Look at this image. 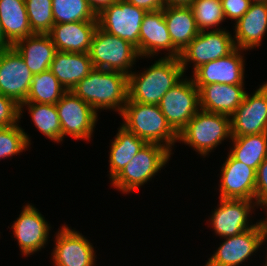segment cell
Returning <instances> with one entry per match:
<instances>
[{"instance_id":"cell-1","label":"cell","mask_w":267,"mask_h":266,"mask_svg":"<svg viewBox=\"0 0 267 266\" xmlns=\"http://www.w3.org/2000/svg\"><path fill=\"white\" fill-rule=\"evenodd\" d=\"M71 91L96 112L98 109H115L120 115L128 100V75L93 68Z\"/></svg>"},{"instance_id":"cell-2","label":"cell","mask_w":267,"mask_h":266,"mask_svg":"<svg viewBox=\"0 0 267 266\" xmlns=\"http://www.w3.org/2000/svg\"><path fill=\"white\" fill-rule=\"evenodd\" d=\"M183 76L179 58L161 57L146 71L128 75V100L158 105L166 92Z\"/></svg>"},{"instance_id":"cell-3","label":"cell","mask_w":267,"mask_h":266,"mask_svg":"<svg viewBox=\"0 0 267 266\" xmlns=\"http://www.w3.org/2000/svg\"><path fill=\"white\" fill-rule=\"evenodd\" d=\"M120 115L124 118L122 126L146 143L160 144L171 151L178 140L158 105L127 100Z\"/></svg>"},{"instance_id":"cell-4","label":"cell","mask_w":267,"mask_h":266,"mask_svg":"<svg viewBox=\"0 0 267 266\" xmlns=\"http://www.w3.org/2000/svg\"><path fill=\"white\" fill-rule=\"evenodd\" d=\"M232 138L231 118L200 109L178 134V140L206 156L225 138Z\"/></svg>"},{"instance_id":"cell-5","label":"cell","mask_w":267,"mask_h":266,"mask_svg":"<svg viewBox=\"0 0 267 266\" xmlns=\"http://www.w3.org/2000/svg\"><path fill=\"white\" fill-rule=\"evenodd\" d=\"M171 151L155 143H146L124 169L112 180L123 193H130L152 179L167 164Z\"/></svg>"},{"instance_id":"cell-6","label":"cell","mask_w":267,"mask_h":266,"mask_svg":"<svg viewBox=\"0 0 267 266\" xmlns=\"http://www.w3.org/2000/svg\"><path fill=\"white\" fill-rule=\"evenodd\" d=\"M88 53L94 68L120 71L127 75L132 72L129 69L136 58L140 57L135 46L99 27L95 30Z\"/></svg>"},{"instance_id":"cell-7","label":"cell","mask_w":267,"mask_h":266,"mask_svg":"<svg viewBox=\"0 0 267 266\" xmlns=\"http://www.w3.org/2000/svg\"><path fill=\"white\" fill-rule=\"evenodd\" d=\"M158 106L168 124L179 134L200 110L199 89L192 78H182L166 92Z\"/></svg>"},{"instance_id":"cell-8","label":"cell","mask_w":267,"mask_h":266,"mask_svg":"<svg viewBox=\"0 0 267 266\" xmlns=\"http://www.w3.org/2000/svg\"><path fill=\"white\" fill-rule=\"evenodd\" d=\"M147 11L124 0H118L97 15L98 27L109 34L118 36L137 48L139 34Z\"/></svg>"},{"instance_id":"cell-9","label":"cell","mask_w":267,"mask_h":266,"mask_svg":"<svg viewBox=\"0 0 267 266\" xmlns=\"http://www.w3.org/2000/svg\"><path fill=\"white\" fill-rule=\"evenodd\" d=\"M231 34L220 28L201 31L180 53V62L184 73L188 62L194 64V71L213 60L227 56L235 49Z\"/></svg>"},{"instance_id":"cell-10","label":"cell","mask_w":267,"mask_h":266,"mask_svg":"<svg viewBox=\"0 0 267 266\" xmlns=\"http://www.w3.org/2000/svg\"><path fill=\"white\" fill-rule=\"evenodd\" d=\"M56 108L64 136L70 135L75 139L91 138L97 122L96 111L72 91H66L56 103Z\"/></svg>"},{"instance_id":"cell-11","label":"cell","mask_w":267,"mask_h":266,"mask_svg":"<svg viewBox=\"0 0 267 266\" xmlns=\"http://www.w3.org/2000/svg\"><path fill=\"white\" fill-rule=\"evenodd\" d=\"M230 117L232 137L267 132V82L252 96L246 93Z\"/></svg>"},{"instance_id":"cell-12","label":"cell","mask_w":267,"mask_h":266,"mask_svg":"<svg viewBox=\"0 0 267 266\" xmlns=\"http://www.w3.org/2000/svg\"><path fill=\"white\" fill-rule=\"evenodd\" d=\"M265 242L262 222L245 232L226 237L205 266H239Z\"/></svg>"},{"instance_id":"cell-13","label":"cell","mask_w":267,"mask_h":266,"mask_svg":"<svg viewBox=\"0 0 267 266\" xmlns=\"http://www.w3.org/2000/svg\"><path fill=\"white\" fill-rule=\"evenodd\" d=\"M33 74L21 55L10 47L0 53V93L19 105L26 101Z\"/></svg>"},{"instance_id":"cell-14","label":"cell","mask_w":267,"mask_h":266,"mask_svg":"<svg viewBox=\"0 0 267 266\" xmlns=\"http://www.w3.org/2000/svg\"><path fill=\"white\" fill-rule=\"evenodd\" d=\"M52 254L55 266H94L96 257L91 243L66 225L56 235Z\"/></svg>"},{"instance_id":"cell-15","label":"cell","mask_w":267,"mask_h":266,"mask_svg":"<svg viewBox=\"0 0 267 266\" xmlns=\"http://www.w3.org/2000/svg\"><path fill=\"white\" fill-rule=\"evenodd\" d=\"M220 205L215 209L210 219L218 236L222 238L235 236L253 228L247 217H250L251 208L256 206L253 200L244 199H223L219 198ZM254 205V206H253ZM250 225V226H249Z\"/></svg>"},{"instance_id":"cell-16","label":"cell","mask_w":267,"mask_h":266,"mask_svg":"<svg viewBox=\"0 0 267 266\" xmlns=\"http://www.w3.org/2000/svg\"><path fill=\"white\" fill-rule=\"evenodd\" d=\"M241 49L235 48L225 57L203 64L193 71L195 85L212 83L244 85V59Z\"/></svg>"},{"instance_id":"cell-17","label":"cell","mask_w":267,"mask_h":266,"mask_svg":"<svg viewBox=\"0 0 267 266\" xmlns=\"http://www.w3.org/2000/svg\"><path fill=\"white\" fill-rule=\"evenodd\" d=\"M220 197L254 200L256 170L235 160L230 154L221 168Z\"/></svg>"},{"instance_id":"cell-18","label":"cell","mask_w":267,"mask_h":266,"mask_svg":"<svg viewBox=\"0 0 267 266\" xmlns=\"http://www.w3.org/2000/svg\"><path fill=\"white\" fill-rule=\"evenodd\" d=\"M49 227L48 222L34 206H24L19 218L12 225L14 236L24 256L43 248L48 239Z\"/></svg>"},{"instance_id":"cell-19","label":"cell","mask_w":267,"mask_h":266,"mask_svg":"<svg viewBox=\"0 0 267 266\" xmlns=\"http://www.w3.org/2000/svg\"><path fill=\"white\" fill-rule=\"evenodd\" d=\"M162 49L169 51L165 57H180L181 52L172 44L163 10L147 12L140 28L139 55L153 57Z\"/></svg>"},{"instance_id":"cell-20","label":"cell","mask_w":267,"mask_h":266,"mask_svg":"<svg viewBox=\"0 0 267 266\" xmlns=\"http://www.w3.org/2000/svg\"><path fill=\"white\" fill-rule=\"evenodd\" d=\"M97 21L54 24L48 33L57 51L88 53Z\"/></svg>"},{"instance_id":"cell-21","label":"cell","mask_w":267,"mask_h":266,"mask_svg":"<svg viewBox=\"0 0 267 266\" xmlns=\"http://www.w3.org/2000/svg\"><path fill=\"white\" fill-rule=\"evenodd\" d=\"M199 89L200 109L231 116L242 103L246 91L243 85H195Z\"/></svg>"},{"instance_id":"cell-22","label":"cell","mask_w":267,"mask_h":266,"mask_svg":"<svg viewBox=\"0 0 267 266\" xmlns=\"http://www.w3.org/2000/svg\"><path fill=\"white\" fill-rule=\"evenodd\" d=\"M266 31L267 3H251L247 12L235 23V47L246 51L260 46Z\"/></svg>"},{"instance_id":"cell-23","label":"cell","mask_w":267,"mask_h":266,"mask_svg":"<svg viewBox=\"0 0 267 266\" xmlns=\"http://www.w3.org/2000/svg\"><path fill=\"white\" fill-rule=\"evenodd\" d=\"M12 47L21 55L32 74L50 69L57 52L48 34H33L17 41Z\"/></svg>"},{"instance_id":"cell-24","label":"cell","mask_w":267,"mask_h":266,"mask_svg":"<svg viewBox=\"0 0 267 266\" xmlns=\"http://www.w3.org/2000/svg\"><path fill=\"white\" fill-rule=\"evenodd\" d=\"M89 53H70L57 51L50 70L66 91L87 76L93 69Z\"/></svg>"},{"instance_id":"cell-25","label":"cell","mask_w":267,"mask_h":266,"mask_svg":"<svg viewBox=\"0 0 267 266\" xmlns=\"http://www.w3.org/2000/svg\"><path fill=\"white\" fill-rule=\"evenodd\" d=\"M172 44L182 52L200 33L190 6H169L163 9Z\"/></svg>"},{"instance_id":"cell-26","label":"cell","mask_w":267,"mask_h":266,"mask_svg":"<svg viewBox=\"0 0 267 266\" xmlns=\"http://www.w3.org/2000/svg\"><path fill=\"white\" fill-rule=\"evenodd\" d=\"M0 24L6 40L11 45L34 34L24 0H0Z\"/></svg>"},{"instance_id":"cell-27","label":"cell","mask_w":267,"mask_h":266,"mask_svg":"<svg viewBox=\"0 0 267 266\" xmlns=\"http://www.w3.org/2000/svg\"><path fill=\"white\" fill-rule=\"evenodd\" d=\"M145 144L146 142L144 140L121 125L114 141L111 143L109 155L111 181L124 169Z\"/></svg>"},{"instance_id":"cell-28","label":"cell","mask_w":267,"mask_h":266,"mask_svg":"<svg viewBox=\"0 0 267 266\" xmlns=\"http://www.w3.org/2000/svg\"><path fill=\"white\" fill-rule=\"evenodd\" d=\"M233 148L230 155L245 165L257 170L267 158V132L231 138Z\"/></svg>"},{"instance_id":"cell-29","label":"cell","mask_w":267,"mask_h":266,"mask_svg":"<svg viewBox=\"0 0 267 266\" xmlns=\"http://www.w3.org/2000/svg\"><path fill=\"white\" fill-rule=\"evenodd\" d=\"M27 106L31 119L39 131L54 142L62 141V129L56 108V104L21 103L20 116L23 106Z\"/></svg>"},{"instance_id":"cell-30","label":"cell","mask_w":267,"mask_h":266,"mask_svg":"<svg viewBox=\"0 0 267 266\" xmlns=\"http://www.w3.org/2000/svg\"><path fill=\"white\" fill-rule=\"evenodd\" d=\"M66 92L50 69L33 74L30 89L23 103L56 104Z\"/></svg>"},{"instance_id":"cell-31","label":"cell","mask_w":267,"mask_h":266,"mask_svg":"<svg viewBox=\"0 0 267 266\" xmlns=\"http://www.w3.org/2000/svg\"><path fill=\"white\" fill-rule=\"evenodd\" d=\"M54 24L97 21V15L86 0H52Z\"/></svg>"},{"instance_id":"cell-32","label":"cell","mask_w":267,"mask_h":266,"mask_svg":"<svg viewBox=\"0 0 267 266\" xmlns=\"http://www.w3.org/2000/svg\"><path fill=\"white\" fill-rule=\"evenodd\" d=\"M190 7L200 32L217 27L226 19L221 0H193Z\"/></svg>"},{"instance_id":"cell-33","label":"cell","mask_w":267,"mask_h":266,"mask_svg":"<svg viewBox=\"0 0 267 266\" xmlns=\"http://www.w3.org/2000/svg\"><path fill=\"white\" fill-rule=\"evenodd\" d=\"M34 34H48L54 25L52 0H24Z\"/></svg>"},{"instance_id":"cell-34","label":"cell","mask_w":267,"mask_h":266,"mask_svg":"<svg viewBox=\"0 0 267 266\" xmlns=\"http://www.w3.org/2000/svg\"><path fill=\"white\" fill-rule=\"evenodd\" d=\"M28 136L18 124L0 128V159L14 156L28 148Z\"/></svg>"},{"instance_id":"cell-35","label":"cell","mask_w":267,"mask_h":266,"mask_svg":"<svg viewBox=\"0 0 267 266\" xmlns=\"http://www.w3.org/2000/svg\"><path fill=\"white\" fill-rule=\"evenodd\" d=\"M20 119V105L0 93V128L17 124Z\"/></svg>"},{"instance_id":"cell-36","label":"cell","mask_w":267,"mask_h":266,"mask_svg":"<svg viewBox=\"0 0 267 266\" xmlns=\"http://www.w3.org/2000/svg\"><path fill=\"white\" fill-rule=\"evenodd\" d=\"M255 204L267 207V158L258 166L256 170L255 184Z\"/></svg>"},{"instance_id":"cell-37","label":"cell","mask_w":267,"mask_h":266,"mask_svg":"<svg viewBox=\"0 0 267 266\" xmlns=\"http://www.w3.org/2000/svg\"><path fill=\"white\" fill-rule=\"evenodd\" d=\"M225 18L236 22L247 12L250 7V0H221Z\"/></svg>"},{"instance_id":"cell-38","label":"cell","mask_w":267,"mask_h":266,"mask_svg":"<svg viewBox=\"0 0 267 266\" xmlns=\"http://www.w3.org/2000/svg\"><path fill=\"white\" fill-rule=\"evenodd\" d=\"M136 7L142 8L147 12L162 10L165 7L164 0H124Z\"/></svg>"},{"instance_id":"cell-39","label":"cell","mask_w":267,"mask_h":266,"mask_svg":"<svg viewBox=\"0 0 267 266\" xmlns=\"http://www.w3.org/2000/svg\"><path fill=\"white\" fill-rule=\"evenodd\" d=\"M93 10V12L98 15L102 10L110 7L112 4L116 3L118 0H86Z\"/></svg>"},{"instance_id":"cell-40","label":"cell","mask_w":267,"mask_h":266,"mask_svg":"<svg viewBox=\"0 0 267 266\" xmlns=\"http://www.w3.org/2000/svg\"><path fill=\"white\" fill-rule=\"evenodd\" d=\"M193 0H164L165 7L169 6H191Z\"/></svg>"},{"instance_id":"cell-41","label":"cell","mask_w":267,"mask_h":266,"mask_svg":"<svg viewBox=\"0 0 267 266\" xmlns=\"http://www.w3.org/2000/svg\"><path fill=\"white\" fill-rule=\"evenodd\" d=\"M10 47H12V45L6 40L0 24V53Z\"/></svg>"},{"instance_id":"cell-42","label":"cell","mask_w":267,"mask_h":266,"mask_svg":"<svg viewBox=\"0 0 267 266\" xmlns=\"http://www.w3.org/2000/svg\"><path fill=\"white\" fill-rule=\"evenodd\" d=\"M261 222H262L263 227H264V235H265V242H266V239H267V218L264 221L261 220Z\"/></svg>"},{"instance_id":"cell-43","label":"cell","mask_w":267,"mask_h":266,"mask_svg":"<svg viewBox=\"0 0 267 266\" xmlns=\"http://www.w3.org/2000/svg\"><path fill=\"white\" fill-rule=\"evenodd\" d=\"M251 3H267V0H250Z\"/></svg>"}]
</instances>
